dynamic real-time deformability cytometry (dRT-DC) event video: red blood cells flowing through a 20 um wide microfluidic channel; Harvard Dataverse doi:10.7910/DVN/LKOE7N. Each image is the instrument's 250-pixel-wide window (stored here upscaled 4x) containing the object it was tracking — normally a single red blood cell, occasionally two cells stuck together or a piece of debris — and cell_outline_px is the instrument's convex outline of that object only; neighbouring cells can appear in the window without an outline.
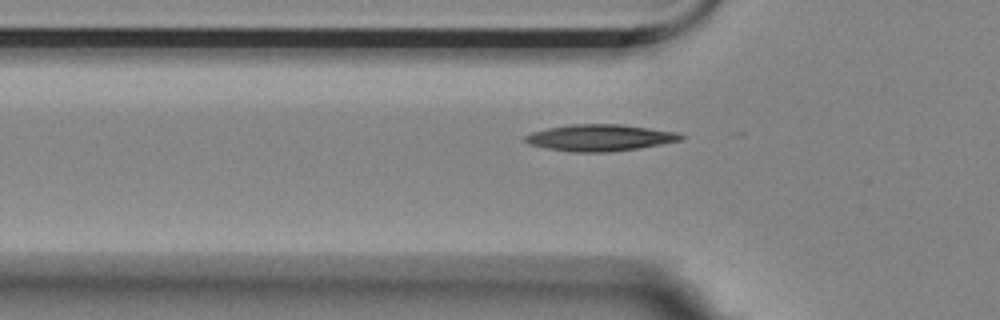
{"species": "Egyptian fruit bat (a non-hibernating species)", "species_latin": "Rousettus aegyptiacus", "temperature_condition": "room temperature", "stored_images_in_passage": 15, "camera_frame_rate_fps": 3000, "um_per_image_px": 0.085, "animal": {"sex": "female"}, "frame": {"image": 1, "passage_image": 6, "time_ms": 1.667, "image_size_px": [1000, 320], "cell_outline_px": [[684, 136], [680, 140], [640, 148], [612, 152], [572, 152], [544, 148], [532, 144], [524, 140], [524, 136], [532, 132], [548, 128], [572, 124], [620, 124], [680, 132]], "centroid_in_image_um": [51.01, 11.71], "position_along_channel_um": 74.8, "area_um2": 24.1}}
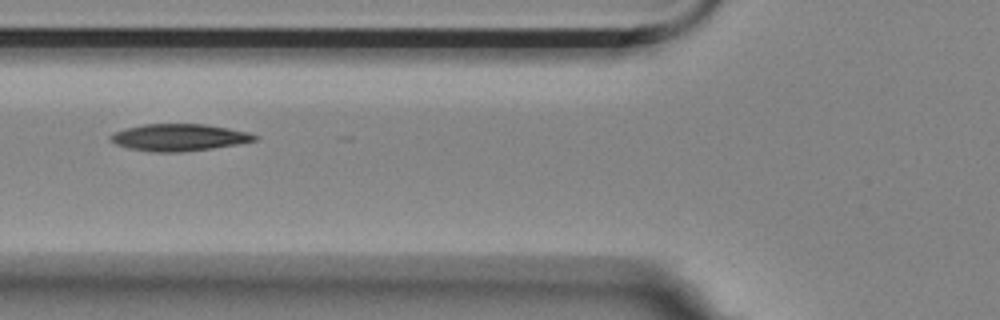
{"frame": {"image": 2, "passage_image": 9, "time_ms": 2.667, "image_size_px": [1000, 320], "cell_outline_px": [[256, 140], [236, 144], [212, 148], [180, 152], [152, 152], [128, 148], [116, 144], [108, 136], [124, 128], [144, 124], [204, 124], [228, 128], [248, 132], [256, 136]], "centroid_in_image_um": [15.18, 11.68], "position_along_channel_um": 110.6, "area_um2": 22.43}}
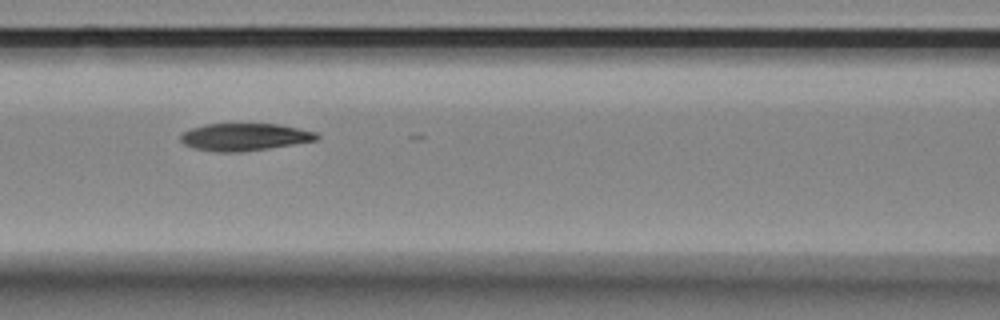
{"frame": {"image": 3, "passage_image": 12, "time_ms": 3.667, "image_size_px": [1000, 320], "cell_outline_px": [[320, 136], [316, 140], [268, 148], [240, 152], [216, 152], [196, 148], [184, 144], [180, 140], [180, 136], [184, 132], [192, 128], [204, 124], [280, 124], [316, 132]], "centroid_in_image_um": [20.78, 11.64], "position_along_channel_um": 145.8, "area_um2": 21.5}}